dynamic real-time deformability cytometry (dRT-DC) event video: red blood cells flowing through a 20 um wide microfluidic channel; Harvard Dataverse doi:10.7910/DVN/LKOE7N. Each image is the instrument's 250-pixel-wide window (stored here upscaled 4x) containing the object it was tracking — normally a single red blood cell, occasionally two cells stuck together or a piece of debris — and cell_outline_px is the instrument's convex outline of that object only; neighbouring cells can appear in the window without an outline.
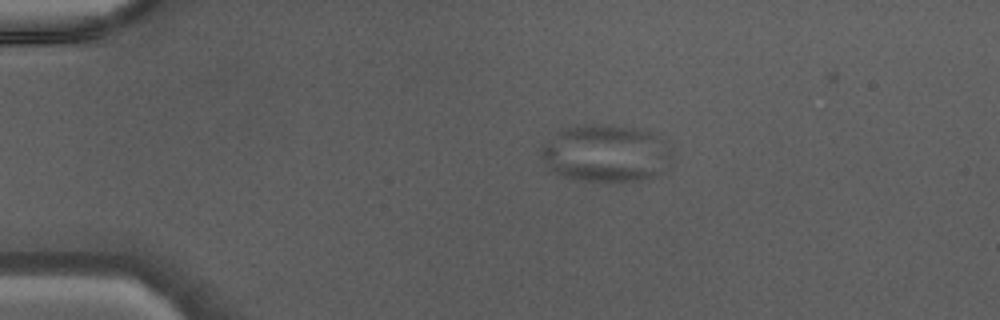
{"species": "Egyptian fruit bat (a non-hibernating species)", "species_latin": "Rousettus aegyptiacus", "temperature_condition": "warm", "stored_images_in_passage": 37, "segment_of_instrument_passage": [1, 2], "camera_frame_rate_fps": 3000, "um_per_image_px": 0.085, "animal": {"sex": "male"}, "frame": {"image": 1, "passage_image": 1, "time_ms": 0.0, "image_size_px": [1000, 320], "cell_outline_px": [[660, 172], [656, 176], [636, 180], [580, 180], [564, 176], [552, 172], [544, 164], [544, 144], [552, 144], [656, 168]], "centroid_in_image_um": [50.38, 14.08], "position_along_channel_um": 34.6, "area_um2": 18.5}}